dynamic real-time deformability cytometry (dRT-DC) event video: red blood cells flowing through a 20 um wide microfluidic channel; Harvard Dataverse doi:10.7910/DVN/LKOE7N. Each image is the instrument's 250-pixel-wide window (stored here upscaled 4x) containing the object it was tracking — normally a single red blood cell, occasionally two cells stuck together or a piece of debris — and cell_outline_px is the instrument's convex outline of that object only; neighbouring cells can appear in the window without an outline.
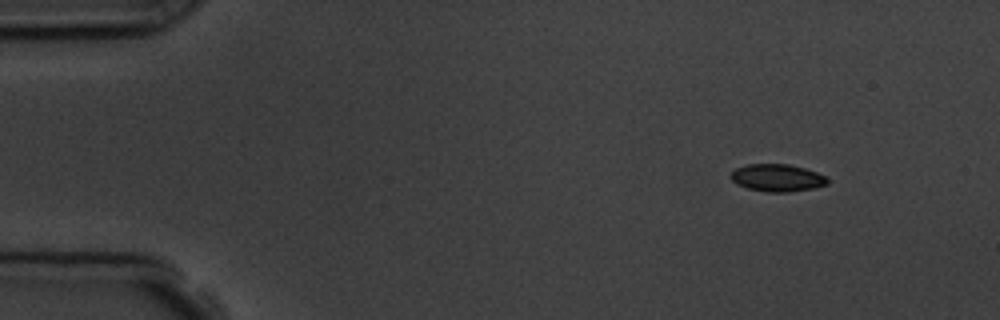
{"species": "common noctule bat (a hibernating species)", "species_latin": "Nyctalus noctula", "temperature_condition": "room temperature", "stored_images_in_passage": 3, "camera_frame_rate_fps": 3000, "um_per_image_px": 0.085, "animal": {"sex": "male", "body_mass_g": 19.5, "forearm_length_mm": 54.6}, "frame": {"image": 1, "passage_image": 1, "time_ms": 0.0, "image_size_px": [1000, 320], "cell_outline_px": [[828, 184], [812, 188], [788, 192], [768, 192], [748, 188], [736, 184], [728, 176], [736, 168], [748, 164], [788, 164], [804, 168], [816, 172], [824, 176], [828, 180]], "centroid_in_image_um": [66.03, 15.11], "position_along_channel_um": 19.0, "area_um2": 15.32}}
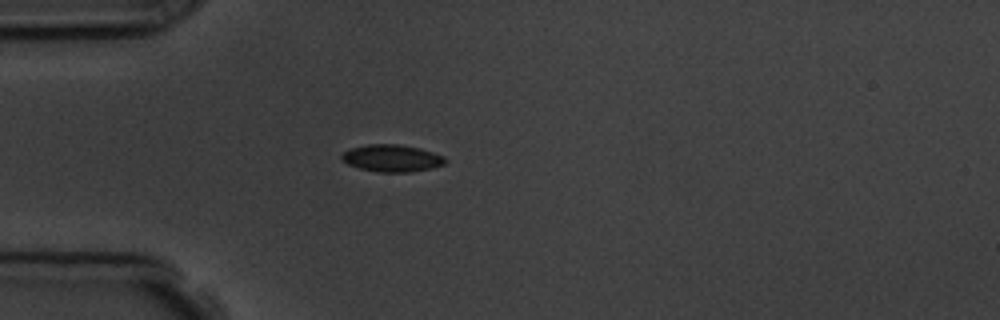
{"frame": {"image": 2, "passage_image": 3, "time_ms": 3.0, "image_size_px": [1000, 320], "cell_outline_px": [[448, 160], [444, 164], [432, 168], [408, 172], [380, 172], [360, 168], [348, 164], [340, 156], [344, 152], [352, 148], [368, 144], [400, 144], [420, 148], [444, 156]], "centroid_in_image_um": [33.35, 13.44], "position_along_channel_um": 51.7, "area_um2": 16.24}}